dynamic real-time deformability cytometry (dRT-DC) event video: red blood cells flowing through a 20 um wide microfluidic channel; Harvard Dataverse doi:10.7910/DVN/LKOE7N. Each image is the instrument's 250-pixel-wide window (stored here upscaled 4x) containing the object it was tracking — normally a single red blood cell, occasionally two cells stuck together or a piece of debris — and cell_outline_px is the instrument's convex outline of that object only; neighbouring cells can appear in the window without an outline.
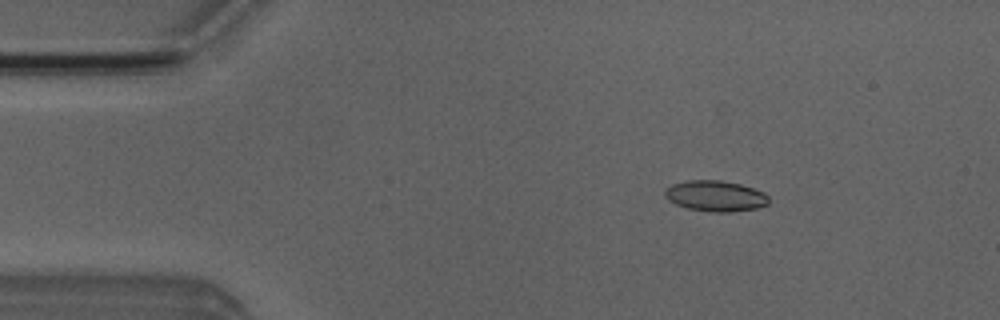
{"species": "Egyptian fruit bat (a non-hibernating species)", "species_latin": "Rousettus aegyptiacus", "temperature_condition": "room temperature", "stored_images_in_passage": 4, "camera_frame_rate_fps": 3000, "um_per_image_px": 0.085, "animal": {"sex": "male"}, "frame": {"image": 1, "passage_image": 2, "time_ms": 1.333, "image_size_px": [1000, 320], "cell_outline_px": [[768, 204], [756, 208], [728, 212], [712, 212], [688, 208], [676, 204], [668, 200], [664, 196], [664, 188], [672, 184], [688, 180], [720, 180], [740, 184], [764, 192], [768, 196]], "centroid_in_image_um": [60.78, 16.65], "position_along_channel_um": 24.2, "area_um2": 18.61}}